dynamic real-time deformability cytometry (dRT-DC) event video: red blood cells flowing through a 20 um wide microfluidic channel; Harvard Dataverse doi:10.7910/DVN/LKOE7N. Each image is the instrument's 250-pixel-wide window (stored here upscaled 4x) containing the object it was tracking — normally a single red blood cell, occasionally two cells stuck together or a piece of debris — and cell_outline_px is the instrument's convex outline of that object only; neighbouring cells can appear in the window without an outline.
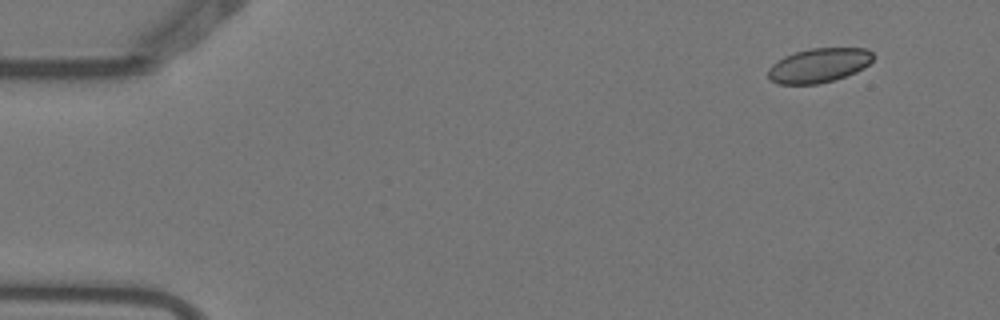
{"species": "Egyptian fruit bat (a non-hibernating species)", "species_latin": "Rousettus aegyptiacus", "temperature_condition": "warm", "stored_images_in_passage": 4, "camera_frame_rate_fps": 3000, "um_per_image_px": 0.085, "animal": {"sex": "female"}, "frame": {"image": 1, "passage_image": 1, "time_ms": 0.0, "image_size_px": [1000, 320], "cell_outline_px": [[872, 60], [864, 68], [856, 72], [832, 80], [816, 84], [776, 84], [768, 76], [768, 68], [772, 64], [784, 56], [796, 52], [812, 48], [868, 48], [872, 52]], "centroid_in_image_um": [69.59, 5.55], "position_along_channel_um": 15.4, "area_um2": 20.87}}